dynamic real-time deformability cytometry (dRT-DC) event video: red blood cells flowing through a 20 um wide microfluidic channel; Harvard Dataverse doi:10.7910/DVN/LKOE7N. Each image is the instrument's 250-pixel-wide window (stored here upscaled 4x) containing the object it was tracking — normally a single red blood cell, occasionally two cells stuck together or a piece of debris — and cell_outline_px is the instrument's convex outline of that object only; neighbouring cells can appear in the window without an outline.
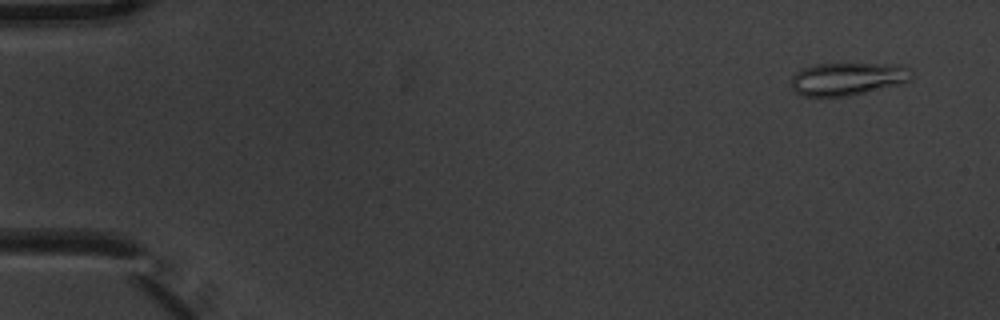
{"species": "common noctule bat (a hibernating species)", "species_latin": "Nyctalus noctula", "temperature_condition": "warm", "stored_images_in_passage": 5, "camera_frame_rate_fps": 3000, "um_per_image_px": 0.085, "animal": {"sex": "male", "body_mass_g": 20.1, "forearm_length_mm": 53.5}, "frame": {"image": 1, "passage_image": 2, "time_ms": 0.333, "image_size_px": [1000, 320], "cell_outline_px": [[912, 80], [900, 84], [848, 96], [800, 96], [792, 88], [792, 76], [796, 72], [812, 64], [900, 64], [908, 68], [912, 72]], "centroid_in_image_um": [72.06, 6.7], "position_along_channel_um": 12.9, "area_um2": 23.0}}